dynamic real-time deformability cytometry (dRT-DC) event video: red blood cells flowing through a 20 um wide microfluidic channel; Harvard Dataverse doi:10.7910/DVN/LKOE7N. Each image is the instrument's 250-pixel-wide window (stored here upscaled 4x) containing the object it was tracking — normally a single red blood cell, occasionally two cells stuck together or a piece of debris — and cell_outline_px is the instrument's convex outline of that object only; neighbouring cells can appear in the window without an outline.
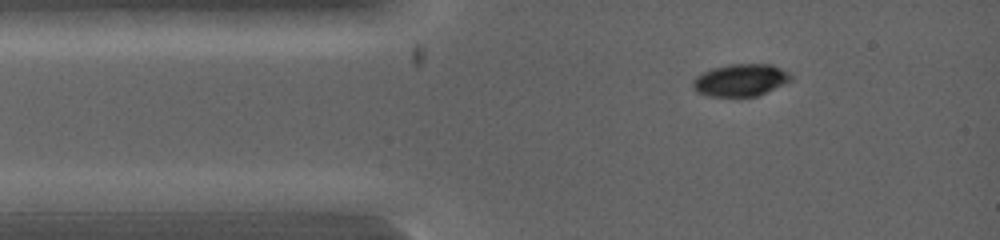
{"species": "common noctule bat (a hibernating species)", "species_latin": "Nyctalus noctula", "temperature_condition": "warm", "stored_images_in_passage": 14, "camera_frame_rate_fps": 5000, "um_per_image_px": 0.085, "animal": {"sex": "female", "body_mass_g": 19.0, "forearm_length_mm": 53.3}, "frame": {"image": 1, "passage_image": 1, "time_ms": 0.0, "image_size_px": [1000, 240], "cell_outline_px": [[792, 80], [756, 96], [708, 96], [696, 92], [692, 88], [692, 80], [696, 76], [712, 68], [732, 64], [772, 64], [788, 72], [792, 76]], "centroid_in_image_um": [62.91, 6.8], "position_along_channel_um": 22.1, "area_um2": 18.32}}
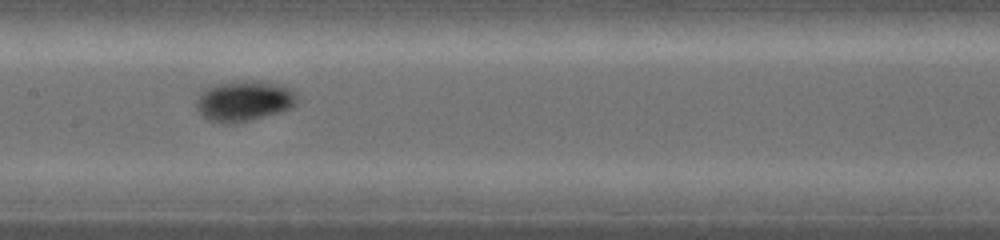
{"frame": {"image": 2, "passage_image": 6, "time_ms": 3.2, "image_size_px": [1000, 240], "cell_outline_px": [[300, 96], [296, 104], [292, 108], [280, 112], [232, 124], [224, 124], [208, 120], [196, 108], [196, 100], [200, 92], [216, 84], [236, 80], [252, 80], [280, 84], [292, 88]], "centroid_in_image_um": [20.79, 8.56], "position_along_channel_um": 186.6, "area_um2": 24.16}}
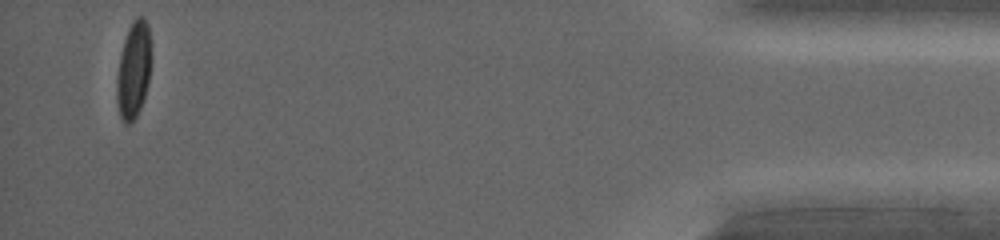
{"frame": {"image": 3, "passage_image": 14, "time_ms": 8.6, "image_size_px": [1000, 240], "cell_outline_px": [[152, 56], [148, 84], [144, 100], [136, 116], [128, 124], [124, 124], [120, 116], [116, 100], [116, 84], [120, 52], [128, 28], [132, 20], [136, 16], [144, 16], [148, 24]], "centroid_in_image_um": [11.36, 5.9], "position_along_channel_um": 423.8, "area_um2": 19.88}}